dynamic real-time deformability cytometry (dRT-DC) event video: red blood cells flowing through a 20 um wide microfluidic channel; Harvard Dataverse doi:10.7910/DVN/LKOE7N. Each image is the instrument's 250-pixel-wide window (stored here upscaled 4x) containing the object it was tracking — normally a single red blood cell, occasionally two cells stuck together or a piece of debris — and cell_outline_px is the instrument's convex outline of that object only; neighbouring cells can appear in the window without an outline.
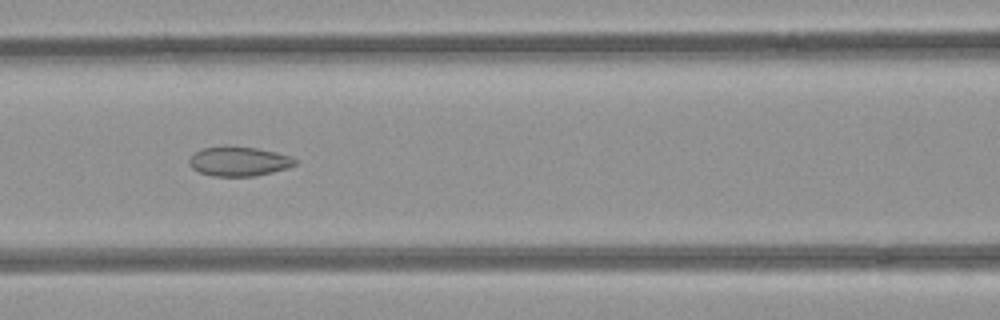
{"species": "common noctule bat (a hibernating species)", "species_latin": "Nyctalus noctula", "temperature_condition": "room temperature", "stored_images_in_passage": 44, "camera_frame_rate_fps": 3000, "um_per_image_px": 0.085, "animal": {"sex": "female", "body_mass_g": 21.9}, "frame": {"image": 1, "passage_image": 22, "time_ms": 7.0, "image_size_px": [1000, 320], "cell_outline_px": [[296, 164], [288, 168], [256, 176], [212, 176], [200, 172], [192, 168], [188, 160], [196, 152], [204, 148], [256, 148], [276, 152], [292, 156], [296, 160]], "centroid_in_image_um": [20.35, 13.75], "position_along_channel_um": 146.2, "area_um2": 17.63}}
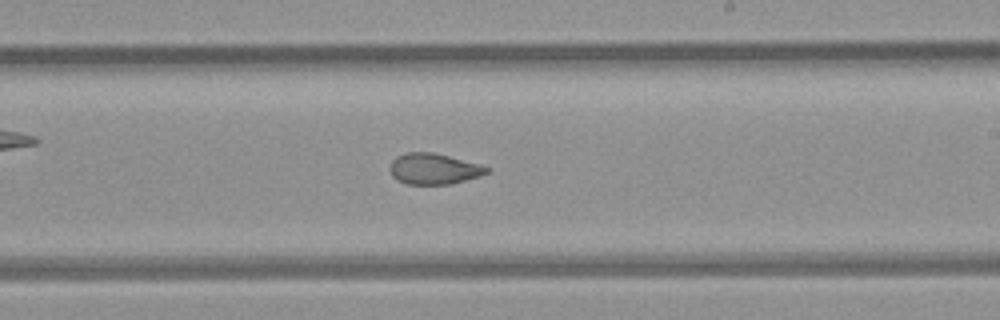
{"frame": {"image": 2, "passage_image": 30, "time_ms": 9.667, "image_size_px": [1000, 320], "cell_outline_px": [[492, 168], [488, 172], [480, 176], [452, 184], [408, 184], [396, 180], [392, 176], [388, 168], [392, 160], [396, 156], [404, 152], [432, 152], [480, 164]], "centroid_in_image_um": [36.85, 14.35], "position_along_channel_um": 252.2, "area_um2": 17.63}}
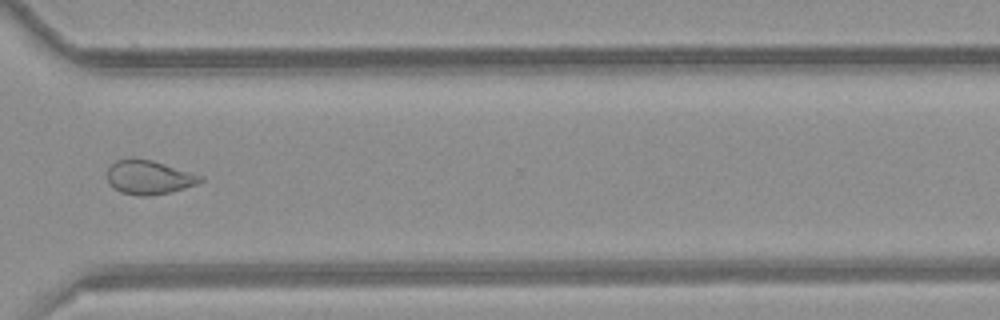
{"frame": {"image": 3, "passage_image": 38, "time_ms": 12.333, "image_size_px": [1000, 320], "cell_outline_px": [[204, 180], [196, 184], [172, 192], [148, 196], [136, 196], [120, 192], [108, 180], [108, 168], [116, 160], [132, 156], [152, 160], [204, 176]], "centroid_in_image_um": [12.67, 15.05], "position_along_channel_um": 357.9, "area_um2": 18.61}, "authors_computed_cell_mechanics": {"area_um2": 19.2474, "velocity_mm_per_s": 3.978, "shape_relaxation_time_tau1_ms": null, "shape_relaxation_time_tau2_ms": 1.5773, "deformation_change_tau1": null, "deformation_change_tau2": 0.0668}}